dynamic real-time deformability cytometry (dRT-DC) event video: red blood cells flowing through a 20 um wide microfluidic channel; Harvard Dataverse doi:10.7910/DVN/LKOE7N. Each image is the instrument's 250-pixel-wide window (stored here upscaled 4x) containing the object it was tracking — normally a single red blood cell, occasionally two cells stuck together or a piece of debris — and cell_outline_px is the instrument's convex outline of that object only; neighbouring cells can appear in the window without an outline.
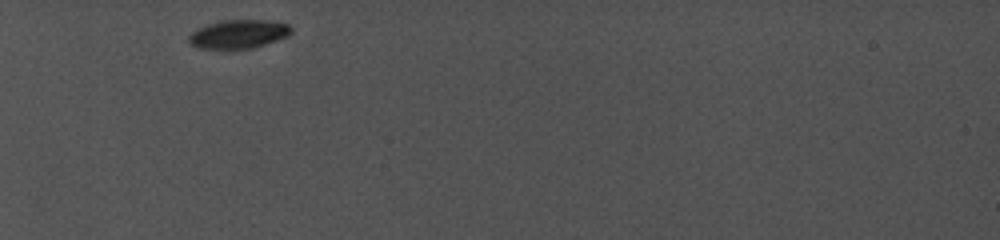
{"species": "common noctule bat (a hibernating species)", "species_latin": "Nyctalus noctula", "temperature_condition": "cold", "stored_images_in_passage": 31, "camera_frame_rate_fps": 5000, "um_per_image_px": 0.085, "animal": {"sex": "female", "body_mass_g": 19.0, "forearm_length_mm": 56.7}, "frame": {"image": 1, "passage_image": 1, "time_ms": 0.0, "image_size_px": [1000, 240], "cell_outline_px": [[292, 32], [288, 36], [252, 48], [232, 52], [228, 52], [196, 48], [188, 40], [188, 36], [192, 32], [208, 24], [220, 20], [268, 20], [288, 24], [292, 28]], "centroid_in_image_um": [20.24, 2.95], "position_along_channel_um": 64.8, "area_um2": 17.74}}
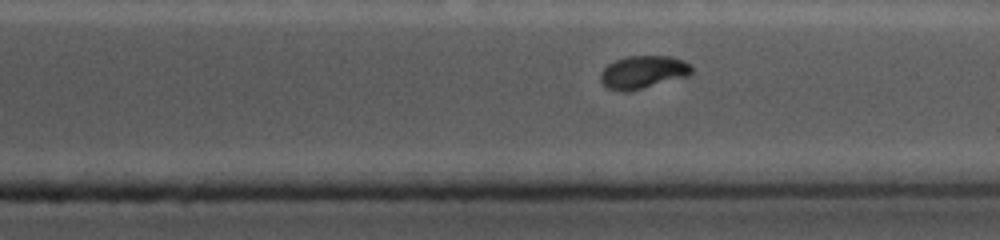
{"frame": {"image": 2, "passage_image": 24, "time_ms": 8.4, "image_size_px": [1000, 240], "cell_outline_px": [[692, 72], [688, 76], [628, 92], [624, 92], [608, 88], [600, 80], [600, 72], [608, 64], [616, 60], [628, 56], [672, 56], [684, 60], [692, 64]], "centroid_in_image_um": [54.68, 6.12], "position_along_channel_um": 356.7, "area_um2": 17.51}}
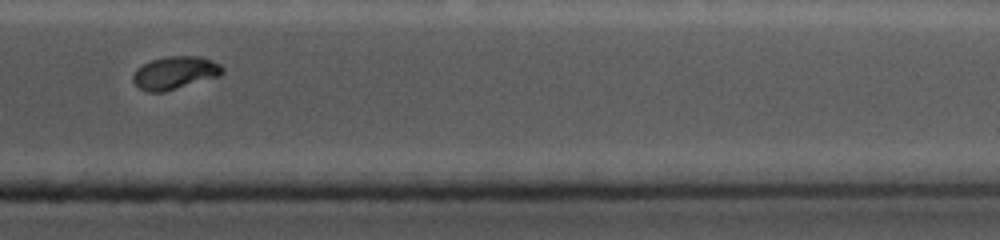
{"frame": {"image": 3, "passage_image": 27, "time_ms": 9.4, "image_size_px": [1000, 240], "cell_outline_px": [[224, 72], [220, 76], [164, 92], [148, 92], [140, 88], [132, 80], [132, 76], [136, 68], [152, 60], [164, 56], [200, 56], [212, 60], [220, 64], [224, 68]], "centroid_in_image_um": [14.89, 6.18], "position_along_channel_um": 396.5, "area_um2": 17.22}}